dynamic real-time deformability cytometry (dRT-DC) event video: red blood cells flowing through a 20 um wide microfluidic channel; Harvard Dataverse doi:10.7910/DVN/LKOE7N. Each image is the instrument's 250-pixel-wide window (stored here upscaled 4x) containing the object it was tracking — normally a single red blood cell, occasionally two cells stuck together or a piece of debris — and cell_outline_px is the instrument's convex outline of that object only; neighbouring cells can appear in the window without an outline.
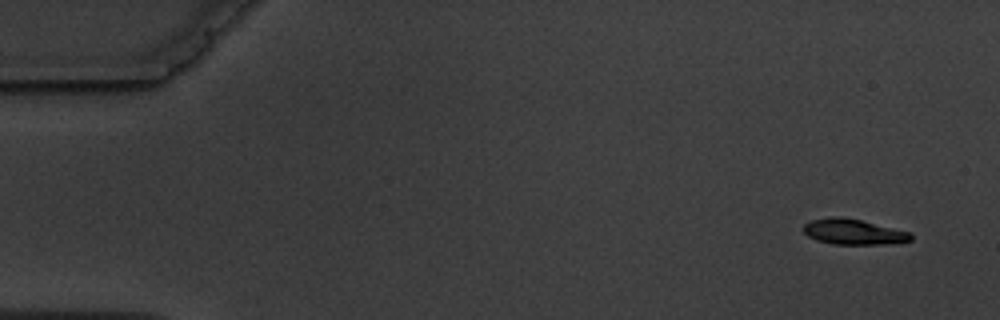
{"species": "common noctule bat (a hibernating species)", "species_latin": "Nyctalus noctula", "temperature_condition": "warm", "stored_images_in_passage": 4, "camera_frame_rate_fps": 3000, "um_per_image_px": 0.085, "animal": {"sex": "male", "body_mass_g": 19.5, "forearm_length_mm": 54.6}, "frame": {"image": 1, "passage_image": 1, "time_ms": 0.0, "image_size_px": [1000, 320], "cell_outline_px": [[912, 240], [884, 244], [832, 244], [816, 240], [808, 236], [804, 232], [804, 224], [812, 220], [832, 216], [840, 216], [860, 220], [912, 232]], "centroid_in_image_um": [72.54, 19.7], "position_along_channel_um": 12.5, "area_um2": 15.9}}